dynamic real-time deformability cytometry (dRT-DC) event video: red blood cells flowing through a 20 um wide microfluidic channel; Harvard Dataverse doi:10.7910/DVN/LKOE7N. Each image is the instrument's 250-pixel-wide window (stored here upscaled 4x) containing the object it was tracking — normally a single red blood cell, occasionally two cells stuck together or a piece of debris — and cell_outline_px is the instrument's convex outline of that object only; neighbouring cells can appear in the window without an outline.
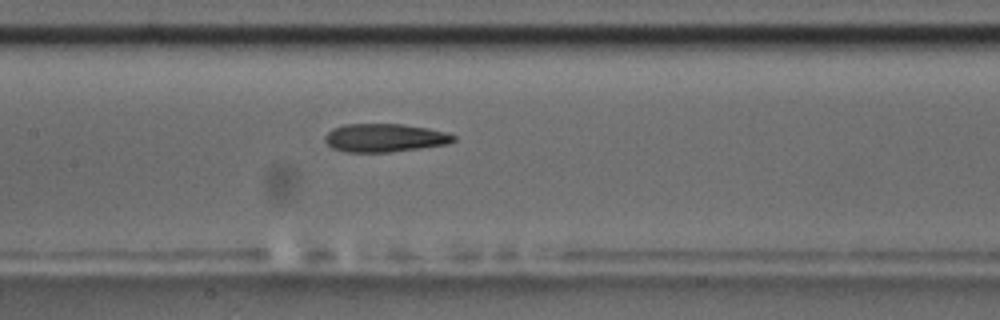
{"species": "common noctule bat (a hibernating species)", "species_latin": "Nyctalus noctula", "temperature_condition": "room temperature", "stored_images_in_passage": 31, "camera_frame_rate_fps": 3000, "um_per_image_px": 0.085, "animal": {"sex": "male", "body_mass_g": 17.5, "forearm_length_mm": 52.3}, "frame": {"image": 1, "passage_image": 10, "time_ms": 3.0, "image_size_px": [1000, 320], "cell_outline_px": [[456, 140], [448, 144], [420, 148], [388, 152], [348, 152], [332, 148], [324, 140], [324, 136], [332, 128], [344, 124], [400, 124], [428, 128], [448, 132], [456, 136]], "centroid_in_image_um": [32.71, 11.71], "position_along_channel_um": 174.7, "area_um2": 21.27}, "authors_computed_cell_mechanics": {"area_um2": 21.6172, "velocity_mm_per_s": 3.6766, "shape_relaxation_time_tau1_ms": null, "shape_relaxation_time_tau2_ms": 3.3333, "deformation_change_tau1": null, "deformation_change_tau2": 0.1242}}